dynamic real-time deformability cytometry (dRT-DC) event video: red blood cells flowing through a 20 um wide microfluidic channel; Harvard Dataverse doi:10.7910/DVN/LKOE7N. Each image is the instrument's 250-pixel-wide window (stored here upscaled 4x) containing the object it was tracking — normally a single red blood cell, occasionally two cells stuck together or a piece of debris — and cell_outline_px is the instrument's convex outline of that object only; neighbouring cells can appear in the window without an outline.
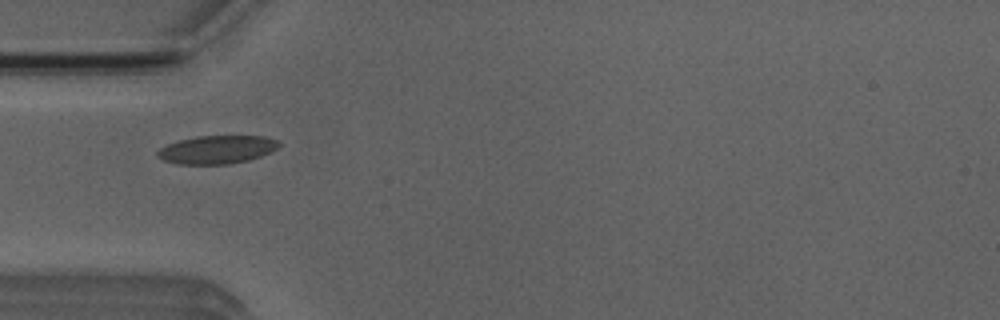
{"species": "Egyptian fruit bat (a non-hibernating species)", "species_latin": "Rousettus aegyptiacus", "temperature_condition": "room temperature", "stored_images_in_passage": 34, "camera_frame_rate_fps": 3000, "um_per_image_px": 0.085, "animal": {"sex": "male"}, "frame": {"image": 1, "passage_image": 1, "time_ms": 0.0, "image_size_px": [1000, 320], "cell_outline_px": [[280, 144], [272, 152], [248, 160], [228, 164], [176, 164], [164, 160], [156, 156], [156, 152], [160, 148], [168, 144], [180, 140], [196, 136], [264, 136], [280, 140]], "centroid_in_image_um": [18.45, 12.71], "position_along_channel_um": 66.6, "area_um2": 20.0}}
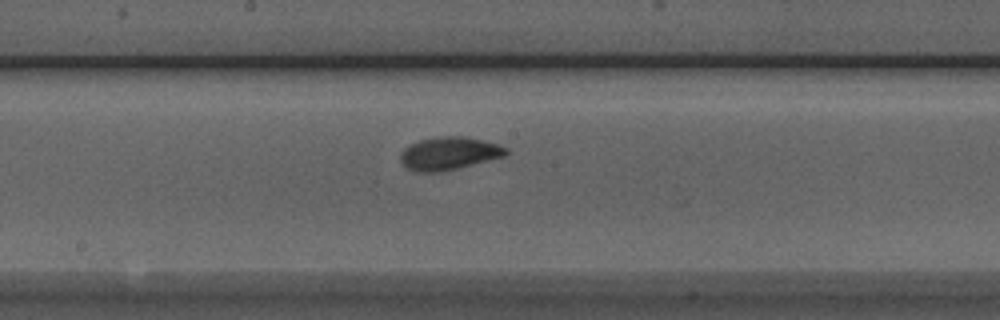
{"frame": {"image": 2, "passage_image": 12, "time_ms": 3.667, "image_size_px": [1000, 320], "cell_outline_px": [[508, 152], [504, 156], [440, 172], [416, 172], [408, 168], [400, 160], [400, 152], [404, 148], [420, 140], [440, 136], [464, 136], [496, 144], [508, 148]], "centroid_in_image_um": [38.13, 13.04], "position_along_channel_um": 210.1, "area_um2": 19.88}}
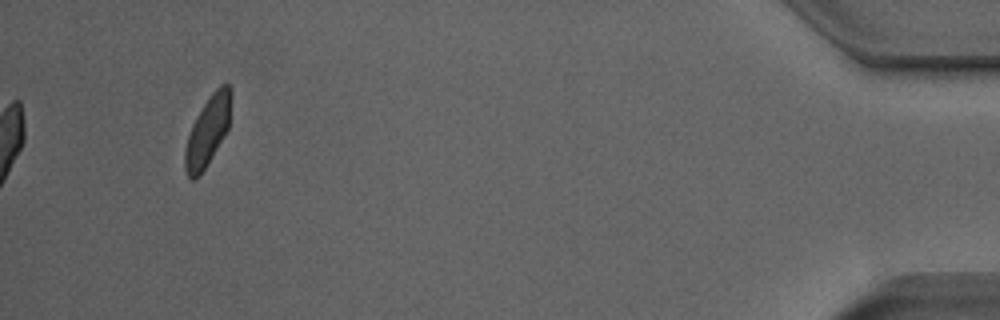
{"frame": {"image": 3, "passage_image": 34, "time_ms": 11.0, "image_size_px": [1000, 320], "cell_outline_px": [[232, 96], [228, 128], [200, 176], [196, 180], [192, 180], [188, 176], [184, 168], [184, 152], [188, 136], [192, 124], [196, 116], [212, 92], [220, 84], [228, 84], [232, 88]], "centroid_in_image_um": [17.65, 11.12], "position_along_channel_um": 417.5, "area_um2": 18.61}, "authors_computed_cell_mechanics": {"area_um2": 19.363, "velocity_mm_per_s": 3.9163, "shape_relaxation_time_tau1_ms": 4.5233, "shape_relaxation_time_tau2_ms": 0.9456, "deformation_change_tau1": 0.1345, "deformation_change_tau2": 0.0405}}